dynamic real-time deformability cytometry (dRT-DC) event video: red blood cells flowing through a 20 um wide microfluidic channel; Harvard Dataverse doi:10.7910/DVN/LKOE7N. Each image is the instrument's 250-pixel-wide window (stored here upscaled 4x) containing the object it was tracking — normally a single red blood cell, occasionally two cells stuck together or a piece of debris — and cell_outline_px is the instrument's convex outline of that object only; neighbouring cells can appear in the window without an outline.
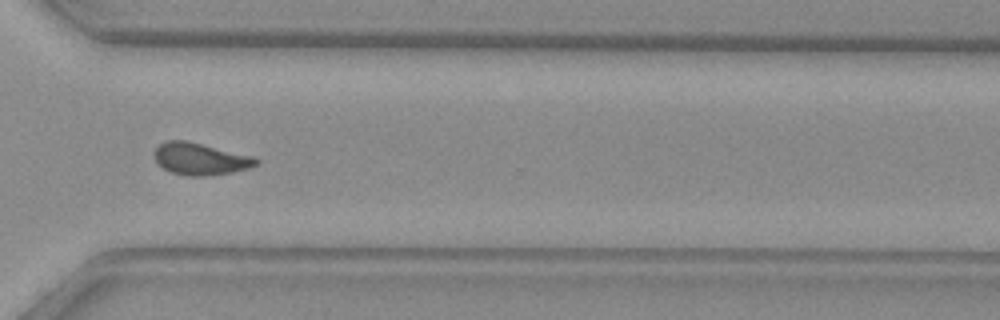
{"species": "common noctule bat (a hibernating species)", "species_latin": "Nyctalus noctula", "temperature_condition": "warm", "stored_images_in_passage": 40, "camera_frame_rate_fps": 3000, "um_per_image_px": 0.085, "animal": {"sex": "female", "body_mass_g": 29.2, "forearm_length_mm": 56.3}, "frame": {"image": 1, "passage_image": 29, "time_ms": 9.333, "image_size_px": [1000, 320], "cell_outline_px": [[260, 160], [256, 164], [248, 168], [232, 172], [208, 176], [184, 176], [172, 172], [164, 168], [152, 156], [152, 152], [160, 144], [168, 140], [188, 140], [256, 156]], "centroid_in_image_um": [17.04, 13.49], "position_along_channel_um": 353.6, "area_um2": 19.31}}
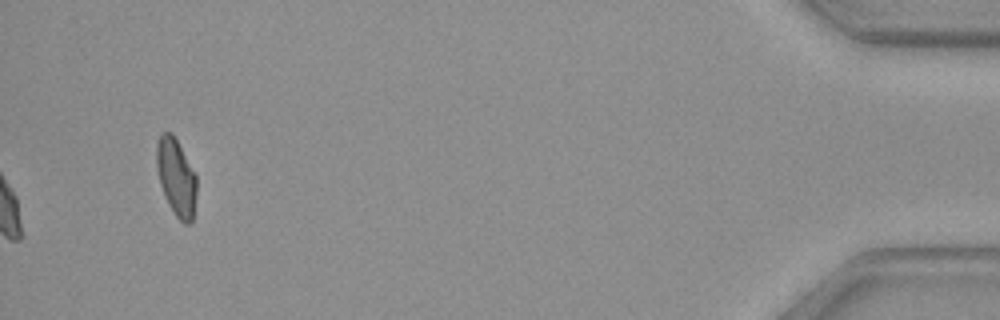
{"frame": {"image": 2, "passage_image": 40, "time_ms": 13.0, "image_size_px": [1000, 320], "cell_outline_px": [[196, 192], [192, 220], [188, 224], [184, 224], [176, 216], [168, 204], [164, 196], [160, 184], [156, 164], [156, 144], [160, 132], [172, 132], [196, 176]], "centroid_in_image_um": [14.95, 15.05], "position_along_channel_um": 420.3, "area_um2": 17.86}}